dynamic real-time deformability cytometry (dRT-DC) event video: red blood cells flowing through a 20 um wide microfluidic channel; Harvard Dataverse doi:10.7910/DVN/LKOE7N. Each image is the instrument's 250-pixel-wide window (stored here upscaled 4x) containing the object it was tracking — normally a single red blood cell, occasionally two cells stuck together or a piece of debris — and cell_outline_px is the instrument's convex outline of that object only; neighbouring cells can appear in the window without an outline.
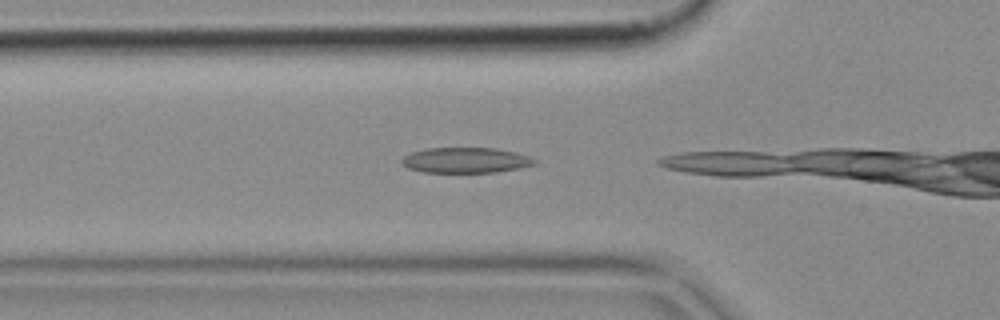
{"species": "common noctule bat (a hibernating species)", "species_latin": "Nyctalus noctula", "temperature_condition": "cold", "stored_images_in_passage": 3, "camera_frame_rate_fps": 3000, "um_per_image_px": 0.085, "animal": {"sex": "female", "body_mass_g": 18.4}, "frame": {"image": 1, "passage_image": 2, "time_ms": 0.333, "image_size_px": [1000, 320], "cell_outline_px": [[536, 164], [520, 168], [496, 172], [424, 172], [408, 168], [400, 164], [400, 160], [404, 156], [412, 152], [428, 148], [496, 148], [516, 152], [528, 156], [536, 160]], "centroid_in_image_um": [39.57, 13.62], "position_along_channel_um": 86.2, "area_um2": 19.71}}